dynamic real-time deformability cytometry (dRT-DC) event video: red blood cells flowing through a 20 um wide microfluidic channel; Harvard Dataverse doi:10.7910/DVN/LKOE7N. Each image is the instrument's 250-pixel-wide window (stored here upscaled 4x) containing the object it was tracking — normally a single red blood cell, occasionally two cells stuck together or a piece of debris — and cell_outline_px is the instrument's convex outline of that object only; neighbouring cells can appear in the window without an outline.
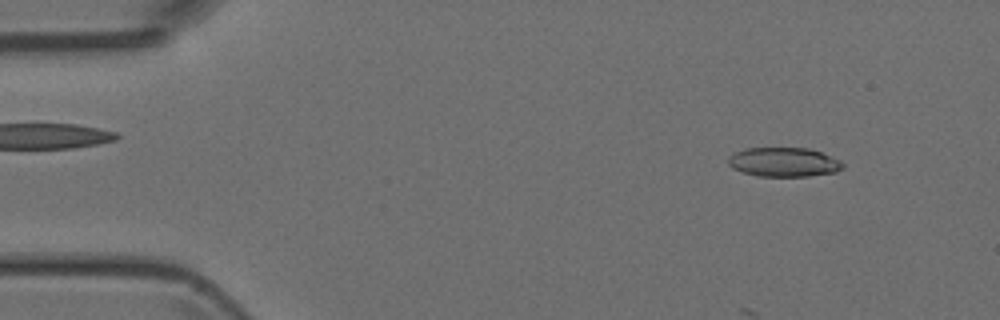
{"species": "Egyptian fruit bat (a non-hibernating species)", "species_latin": "Rousettus aegyptiacus", "temperature_condition": "room temperature", "stored_images_in_passage": 7, "camera_frame_rate_fps": 3000, "um_per_image_px": 0.085, "animal": {"sex": "female"}, "frame": {"image": 1, "passage_image": 1, "time_ms": 0.0, "image_size_px": [1000, 320], "cell_outline_px": [[844, 168], [836, 172], [808, 176], [756, 176], [732, 168], [728, 164], [728, 156], [744, 148], [808, 148], [820, 152], [840, 160], [844, 164]], "centroid_in_image_um": [66.62, 13.78], "position_along_channel_um": 18.4, "area_um2": 19.54}}